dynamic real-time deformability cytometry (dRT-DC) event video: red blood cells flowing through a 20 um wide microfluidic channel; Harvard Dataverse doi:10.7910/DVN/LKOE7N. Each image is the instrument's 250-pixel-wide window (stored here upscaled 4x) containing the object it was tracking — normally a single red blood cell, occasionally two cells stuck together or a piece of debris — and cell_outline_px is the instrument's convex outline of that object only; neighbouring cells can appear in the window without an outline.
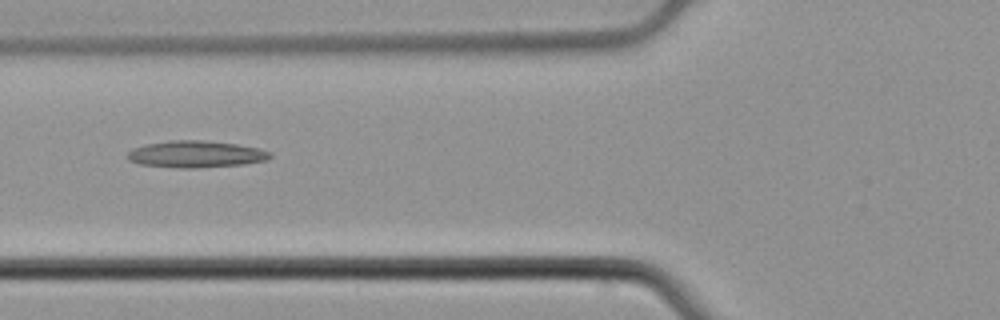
{"species": "common noctule bat (a hibernating species)", "species_latin": "Nyctalus noctula", "temperature_condition": "cold", "stored_images_in_passage": 2, "camera_frame_rate_fps": 3000, "um_per_image_px": 0.085, "animal": {"sex": "male", "body_mass_g": 21.5, "forearm_length_mm": 52.0}, "frame": {"image": 1, "passage_image": 2, "time_ms": 0.333, "image_size_px": [1000, 320], "cell_outline_px": [[272, 156], [268, 160], [244, 164], [196, 168], [180, 168], [140, 164], [128, 160], [124, 156], [132, 148], [144, 144], [172, 140], [204, 140], [236, 144], [260, 148], [272, 152]], "centroid_in_image_um": [16.64, 13.1], "position_along_channel_um": 109.2, "area_um2": 22.54}}